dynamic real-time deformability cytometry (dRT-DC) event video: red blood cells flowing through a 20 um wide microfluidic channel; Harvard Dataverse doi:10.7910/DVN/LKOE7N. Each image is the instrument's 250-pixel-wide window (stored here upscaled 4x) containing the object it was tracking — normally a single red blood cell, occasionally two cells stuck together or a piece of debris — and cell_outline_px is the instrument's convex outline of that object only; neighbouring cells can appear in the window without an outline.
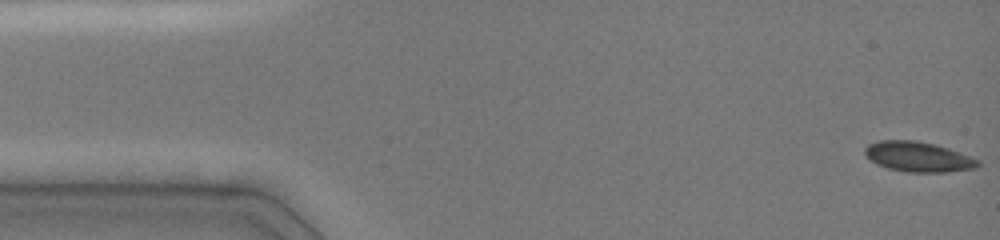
{"species": "common noctule bat (a hibernating species)", "species_latin": "Nyctalus noctula", "temperature_condition": "cold", "stored_images_in_passage": 25, "camera_frame_rate_fps": 3000, "um_per_image_px": 0.085, "animal": {"sex": "female", "body_mass_g": 19.0, "forearm_length_mm": 51.5}, "frame": {"image": 1, "passage_image": 1, "time_ms": 0.0, "image_size_px": [1000, 240], "cell_outline_px": [[980, 164], [976, 168], [948, 172], [908, 172], [888, 168], [876, 164], [864, 152], [864, 148], [868, 144], [880, 140], [916, 140], [936, 144], [948, 148], [980, 160]], "centroid_in_image_um": [78.06, 13.32], "position_along_channel_um": 6.9, "area_um2": 19.83}}
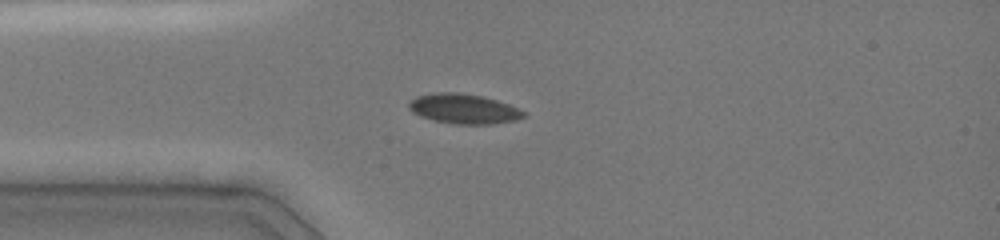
{"frame": {"image": 2, "passage_image": 17, "time_ms": 3.667, "image_size_px": [1000, 240], "cell_outline_px": [[524, 116], [516, 120], [492, 124], [456, 124], [436, 120], [420, 116], [412, 112], [408, 108], [408, 104], [416, 96], [436, 92], [460, 92], [480, 96], [496, 100], [508, 104], [524, 112]], "centroid_in_image_um": [39.38, 9.24], "position_along_channel_um": 45.6, "area_um2": 19.71}}